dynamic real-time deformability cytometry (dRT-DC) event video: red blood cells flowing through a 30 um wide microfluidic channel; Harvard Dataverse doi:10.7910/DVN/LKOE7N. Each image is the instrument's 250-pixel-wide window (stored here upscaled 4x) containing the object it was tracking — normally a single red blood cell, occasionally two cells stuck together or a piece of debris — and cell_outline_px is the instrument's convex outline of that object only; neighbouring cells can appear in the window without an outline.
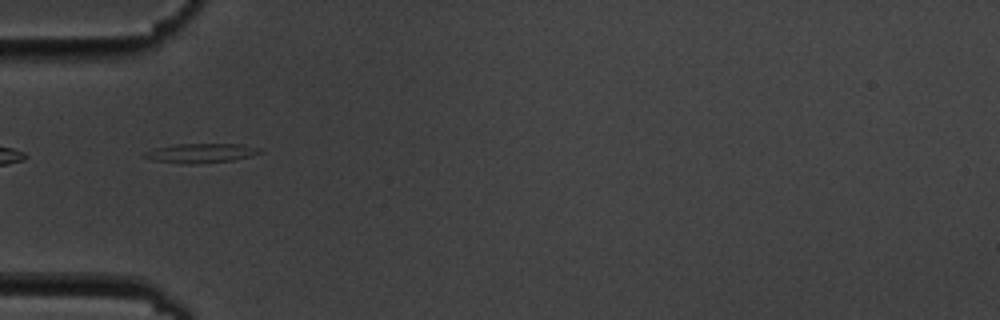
{"species": "common noctule bat (a hibernating species)", "species_latin": "Nyctalus noctula", "temperature_condition": "cold", "stored_images_in_passage": 8, "camera_frame_rate_fps": 3000, "um_per_image_px": 0.085, "animal": {"sex": "male", "body_mass_g": 19.5, "forearm_length_mm": 54.6}, "frame": {"image": 1, "passage_image": 4, "time_ms": 3.333, "image_size_px": [1000, 320], "cell_outline_px": [[264, 152], [232, 160], [196, 164], [180, 164], [152, 160], [144, 156], [144, 152], [156, 148], [176, 144], [240, 144], [256, 148]], "centroid_in_image_um": [17.02, 13.02], "position_along_channel_um": 68.0, "area_um2": 12.83}}
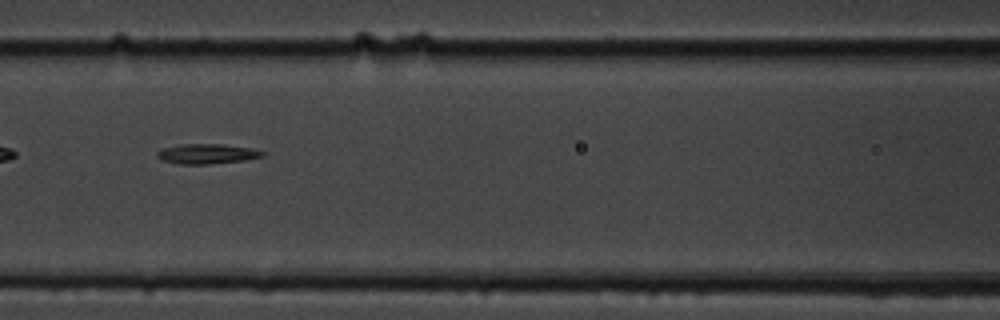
{"frame": {"image": 2, "passage_image": 6, "time_ms": 5.667, "image_size_px": [1000, 320], "cell_outline_px": [[264, 156], [244, 160], [208, 164], [180, 164], [160, 160], [156, 156], [156, 152], [164, 148], [180, 144], [224, 144], [252, 148], [264, 152]], "centroid_in_image_um": [17.57, 13.07], "position_along_channel_um": 149.0, "area_um2": 12.25}}
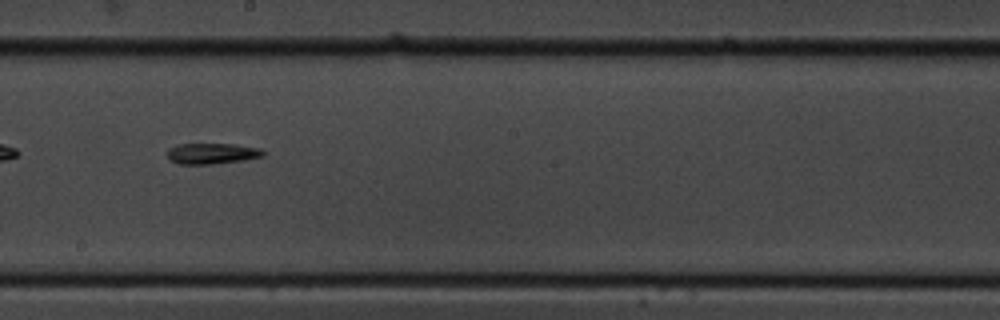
{"frame": {"image": 3, "passage_image": 8, "time_ms": 8.0, "image_size_px": [1000, 320], "cell_outline_px": [[264, 156], [244, 160], [212, 164], [180, 164], [168, 160], [168, 148], [180, 144], [236, 144], [260, 148], [264, 152]], "centroid_in_image_um": [18.02, 13.05], "position_along_channel_um": 230.2, "area_um2": 11.68}}